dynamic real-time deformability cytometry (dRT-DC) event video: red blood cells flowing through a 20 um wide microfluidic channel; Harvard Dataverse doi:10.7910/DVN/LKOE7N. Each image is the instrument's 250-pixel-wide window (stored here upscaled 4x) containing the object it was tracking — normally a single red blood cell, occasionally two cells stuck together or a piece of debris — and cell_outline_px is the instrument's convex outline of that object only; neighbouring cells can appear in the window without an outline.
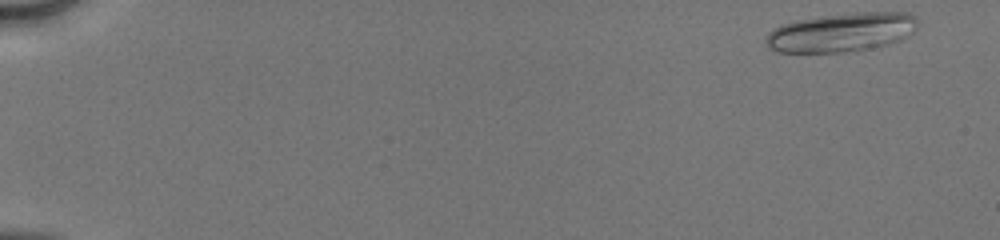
{"species": "human", "species_latin": "Homo sapiens", "temperature_condition": "cold", "stored_images_in_passage": 48, "camera_frame_rate_fps": 3000, "um_per_image_px": 0.085, "donor": {"sex": "male"}, "frame": {"image": 1, "passage_image": 1, "time_ms": 0.0, "image_size_px": [1000, 240], "cell_outline_px": [[920, 24], [916, 32], [900, 40], [888, 44], [872, 48], [840, 52], [776, 52], [768, 48], [764, 44], [764, 40], [768, 32], [772, 28], [780, 24], [796, 20], [820, 16], [856, 12], [912, 12], [916, 16]], "centroid_in_image_um": [71.55, 2.73], "position_along_channel_um": 13.5, "area_um2": 35.2}}
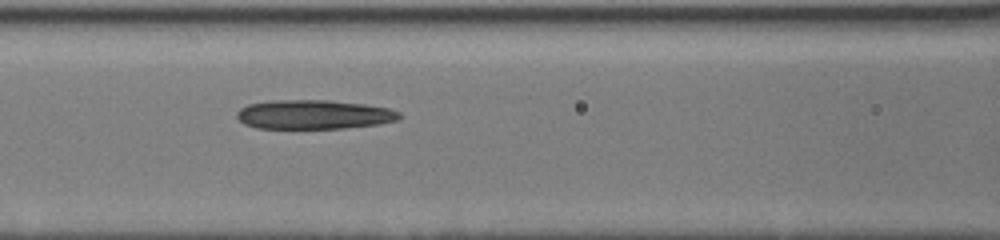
{"frame": {"image": 2, "passage_image": 22, "time_ms": 7.0, "image_size_px": [1000, 240], "cell_outline_px": [[400, 116], [396, 120], [376, 124], [344, 128], [256, 128], [244, 124], [236, 116], [236, 112], [240, 108], [248, 104], [268, 100], [328, 100], [364, 104], [388, 108], [400, 112]], "centroid_in_image_um": [26.61, 9.72], "position_along_channel_um": 140.0, "area_um2": 27.57}}
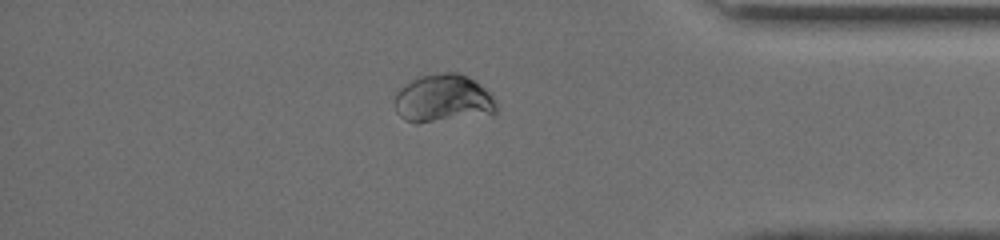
{"frame": {"image": 3, "passage_image": 42, "time_ms": 13.667, "image_size_px": [1000, 240], "cell_outline_px": [[496, 112], [416, 124], [404, 120], [396, 112], [396, 96], [400, 88], [404, 84], [420, 76], [444, 72], [456, 72], [468, 76], [484, 88], [492, 96], [496, 104]], "centroid_in_image_um": [37.62, 8.36], "position_along_channel_um": 397.6, "area_um2": 27.92}, "authors_computed_cell_mechanics": {"area_um2": 28.2642, "velocity_mm_per_s": 4.1347, "shape_relaxation_time_tau1_ms": 2.2059, "shape_relaxation_time_tau2_ms": null, "deformation_change_tau1": 0.038, "deformation_change_tau2": null}}